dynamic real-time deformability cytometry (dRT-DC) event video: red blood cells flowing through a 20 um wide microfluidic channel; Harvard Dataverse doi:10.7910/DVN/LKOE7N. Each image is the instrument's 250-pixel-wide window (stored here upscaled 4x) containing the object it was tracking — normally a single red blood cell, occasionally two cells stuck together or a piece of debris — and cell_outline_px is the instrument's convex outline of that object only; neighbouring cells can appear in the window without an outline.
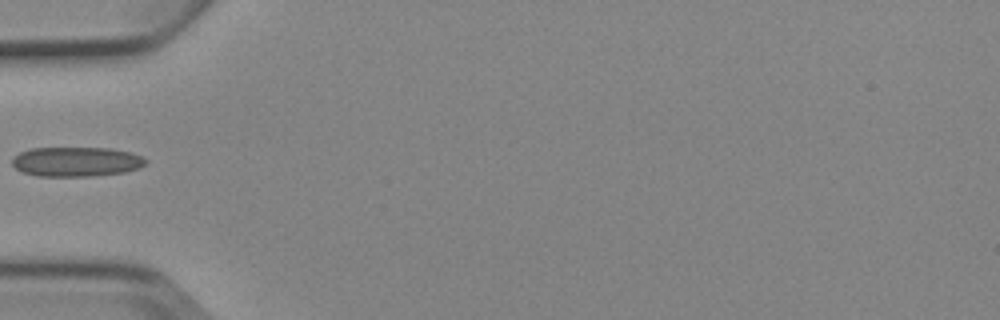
{"species": "Egyptian fruit bat (a non-hibernating species)", "species_latin": "Rousettus aegyptiacus", "temperature_condition": "cold", "stored_images_in_passage": 1, "camera_frame_rate_fps": 3000, "um_per_image_px": 0.085, "animal": {"sex": "female"}, "frame": {"image": 1, "passage_image": 1, "time_ms": 0.0, "image_size_px": [1000, 320], "cell_outline_px": [[148, 164], [140, 168], [124, 172], [92, 176], [36, 176], [24, 172], [16, 168], [12, 164], [12, 156], [20, 152], [32, 148], [112, 148], [132, 152], [148, 160]], "centroid_in_image_um": [6.51, 13.74], "position_along_channel_um": 78.5, "area_um2": 23.24}}